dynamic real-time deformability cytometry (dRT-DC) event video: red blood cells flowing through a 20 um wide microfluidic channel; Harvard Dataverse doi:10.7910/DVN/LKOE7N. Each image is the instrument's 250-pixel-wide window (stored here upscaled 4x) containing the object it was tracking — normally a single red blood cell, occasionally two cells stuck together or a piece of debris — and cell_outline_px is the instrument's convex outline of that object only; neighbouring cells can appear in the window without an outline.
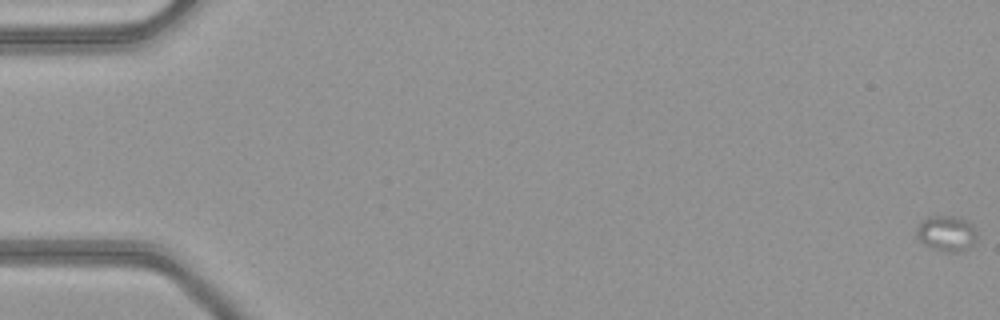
{"species": "common noctule bat (a hibernating species)", "species_latin": "Nyctalus noctula", "temperature_condition": "warm", "stored_images_in_passage": 26, "camera_frame_rate_fps": 3000, "um_per_image_px": 0.085, "animal": {"sex": "female", "body_mass_g": 21.9}, "frame": {"image": 1, "passage_image": 1, "time_ms": 0.0, "image_size_px": [1000, 320], "cell_outline_px": [[976, 240], [968, 248], [960, 252], [944, 252], [932, 248], [924, 244], [916, 236], [916, 228], [928, 216], [952, 216], [968, 220], [976, 228]], "centroid_in_image_um": [80.47, 19.84], "position_along_channel_um": 4.5, "area_um2": 12.6}}